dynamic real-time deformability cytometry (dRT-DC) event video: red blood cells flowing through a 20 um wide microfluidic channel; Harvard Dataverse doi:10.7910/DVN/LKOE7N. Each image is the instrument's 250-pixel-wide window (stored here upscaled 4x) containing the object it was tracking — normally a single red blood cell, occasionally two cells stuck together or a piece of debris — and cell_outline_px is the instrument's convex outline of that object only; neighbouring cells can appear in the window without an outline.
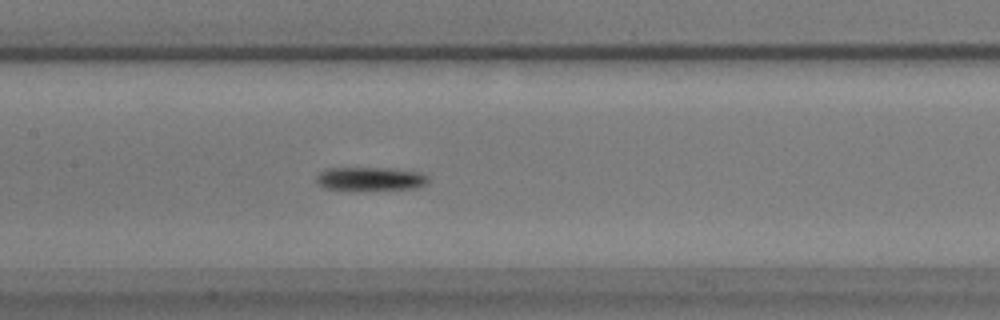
{"species": "common noctule bat (a hibernating species)", "species_latin": "Nyctalus noctula", "temperature_condition": "warm", "stored_images_in_passage": 41, "camera_frame_rate_fps": 3000, "um_per_image_px": 0.085, "animal": {"sex": "male", "body_mass_g": 17.9}, "frame": {"image": 1, "passage_image": 10, "time_ms": 3.0, "image_size_px": [1000, 320], "cell_outline_px": [[428, 180], [424, 184], [416, 188], [324, 188], [316, 180], [316, 176], [324, 168], [388, 168], [420, 172], [428, 176]], "centroid_in_image_um": [31.47, 15.15], "position_along_channel_um": 175.9, "area_um2": 14.62}}
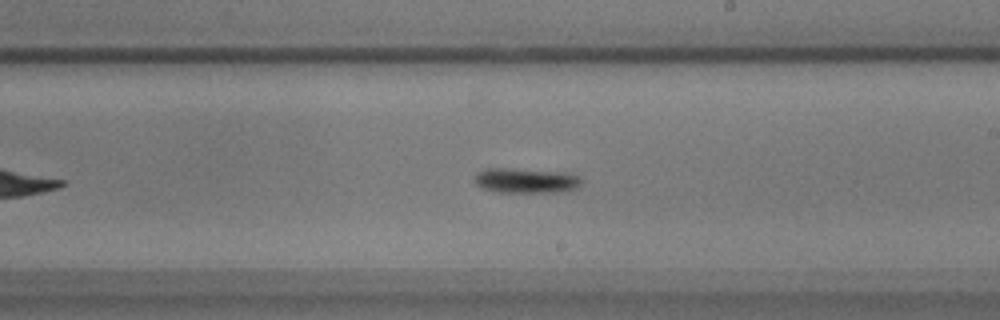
{"frame": {"image": 2, "passage_image": 16, "time_ms": 5.0, "image_size_px": [1000, 320], "cell_outline_px": [[580, 184], [576, 188], [556, 192], [500, 192], [484, 188], [476, 184], [476, 172], [488, 168], [512, 168], [564, 172], [580, 176]], "centroid_in_image_um": [44.7, 15.33], "position_along_channel_um": 244.3, "area_um2": 15.37}}
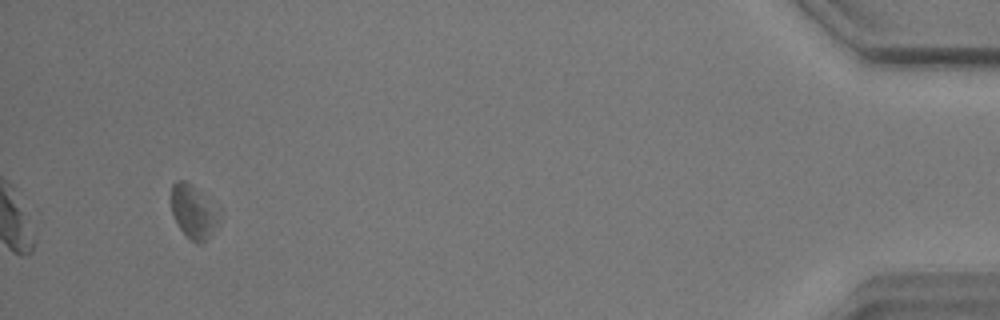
{"frame": {"image": 3, "passage_image": 38, "time_ms": 12.333, "image_size_px": [1000, 320], "cell_outline_px": [[220, 224], [200, 244], [196, 244], [180, 228], [172, 212], [172, 184], [176, 180], [184, 180], [192, 188]], "centroid_in_image_um": [16.31, 18.08], "position_along_channel_um": 418.9, "area_um2": 12.89}}